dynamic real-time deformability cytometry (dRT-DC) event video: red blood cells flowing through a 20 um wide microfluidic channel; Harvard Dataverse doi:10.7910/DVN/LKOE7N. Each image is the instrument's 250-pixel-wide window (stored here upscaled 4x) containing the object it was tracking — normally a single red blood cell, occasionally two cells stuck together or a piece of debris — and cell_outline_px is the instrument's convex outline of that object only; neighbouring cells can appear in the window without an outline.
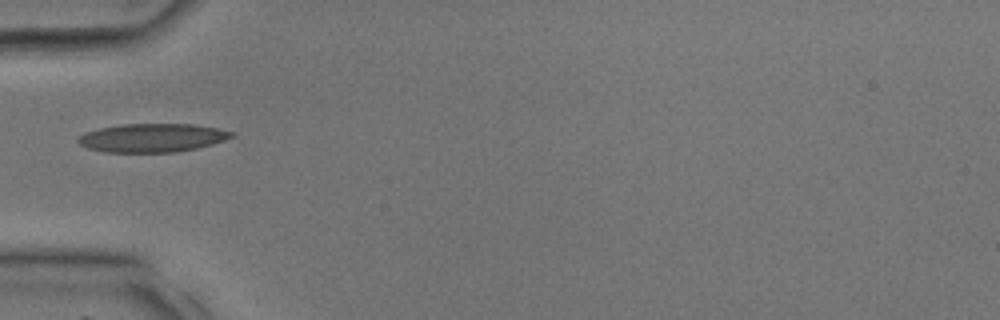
{"species": "common noctule bat (a hibernating species)", "species_latin": "Nyctalus noctula", "temperature_condition": "room temperature", "stored_images_in_passage": 3, "camera_frame_rate_fps": 3000, "um_per_image_px": 0.085, "animal": {"sex": "male", "body_mass_g": 17.9, "forearm_length_mm": 54.2}, "frame": {"image": 1, "passage_image": 1, "time_ms": 0.0, "image_size_px": [1000, 320], "cell_outline_px": [[236, 136], [212, 144], [196, 148], [176, 152], [104, 152], [88, 148], [80, 144], [76, 140], [84, 132], [100, 128], [124, 124], [192, 124], [216, 128], [236, 132]], "centroid_in_image_um": [12.96, 11.71], "position_along_channel_um": 72.0, "area_um2": 25.49}}